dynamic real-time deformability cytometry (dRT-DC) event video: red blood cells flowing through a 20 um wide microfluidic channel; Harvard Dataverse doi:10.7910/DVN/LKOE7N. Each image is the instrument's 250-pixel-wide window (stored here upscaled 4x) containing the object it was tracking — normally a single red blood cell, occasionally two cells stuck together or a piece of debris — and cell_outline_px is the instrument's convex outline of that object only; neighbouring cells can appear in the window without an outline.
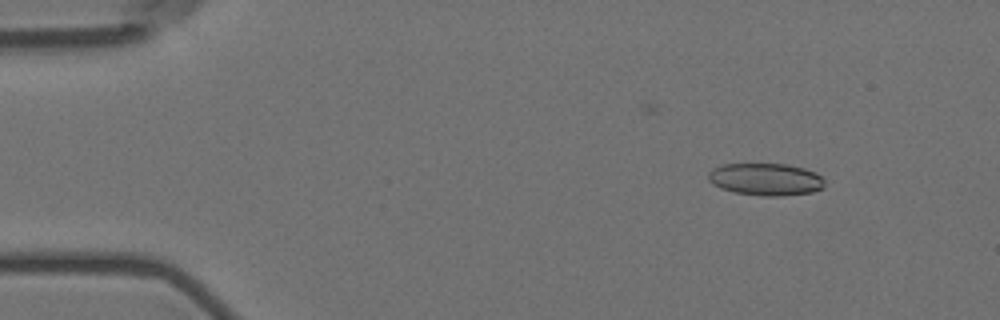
{"species": "Egyptian fruit bat (a non-hibernating species)", "species_latin": "Rousettus aegyptiacus", "temperature_condition": "room temperature", "stored_images_in_passage": 4, "camera_frame_rate_fps": 3000, "um_per_image_px": 0.085, "animal": {"sex": "female"}, "frame": {"image": 1, "passage_image": 1, "time_ms": 0.0, "image_size_px": [1000, 320], "cell_outline_px": [[824, 188], [812, 192], [780, 196], [764, 196], [736, 192], [720, 188], [712, 184], [708, 180], [708, 172], [712, 168], [720, 164], [788, 164], [804, 168], [816, 172], [824, 180]], "centroid_in_image_um": [65.07, 15.23], "position_along_channel_um": 19.9, "area_um2": 22.02}}
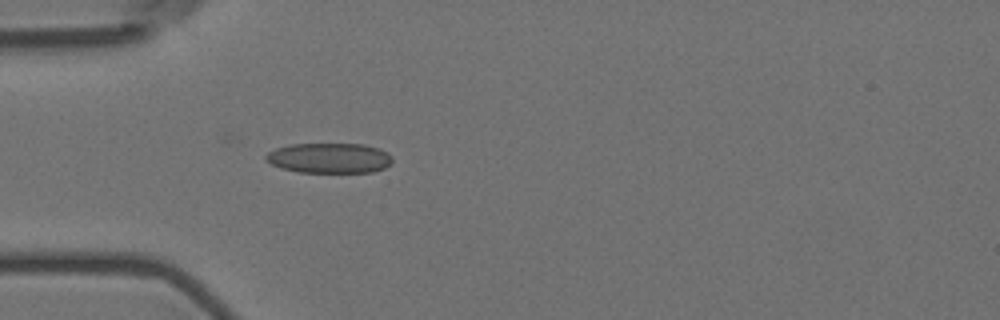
{"frame": {"image": 2, "passage_image": 4, "time_ms": 1.0, "image_size_px": [1000, 320], "cell_outline_px": [[392, 164], [384, 168], [372, 172], [300, 172], [280, 168], [264, 160], [264, 156], [268, 152], [276, 148], [292, 144], [364, 144], [380, 148], [388, 152], [392, 156]], "centroid_in_image_um": [28.01, 13.43], "position_along_channel_um": 57.0, "area_um2": 22.43}}